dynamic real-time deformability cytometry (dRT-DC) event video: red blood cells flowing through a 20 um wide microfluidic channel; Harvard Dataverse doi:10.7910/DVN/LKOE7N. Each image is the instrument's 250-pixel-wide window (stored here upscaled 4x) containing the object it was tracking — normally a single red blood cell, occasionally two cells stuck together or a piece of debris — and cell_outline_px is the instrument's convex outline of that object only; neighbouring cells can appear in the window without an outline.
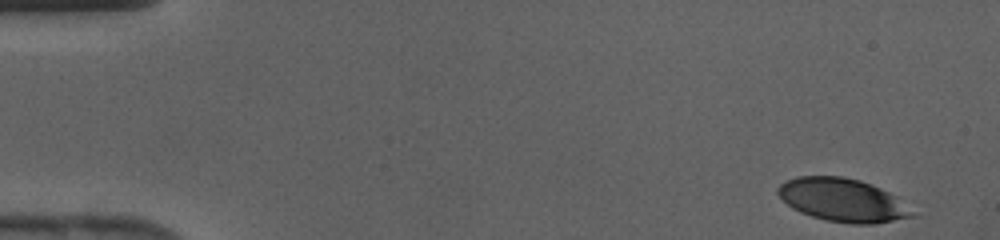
{"species": "human", "species_latin": "Homo sapiens", "temperature_condition": "cold", "stored_images_in_passage": 41, "camera_frame_rate_fps": 3000, "um_per_image_px": 0.085, "donor": {"sex": "female"}, "frame": {"image": 1, "passage_image": 1, "time_ms": 0.0, "image_size_px": [1000, 240], "cell_outline_px": [[916, 216], [872, 224], [852, 224], [824, 220], [800, 212], [792, 208], [776, 192], [776, 188], [784, 180], [796, 176], [844, 176], [860, 180], [872, 184], [896, 196]], "centroid_in_image_um": [71.57, 16.99], "position_along_channel_um": 13.4, "area_um2": 33.76}}
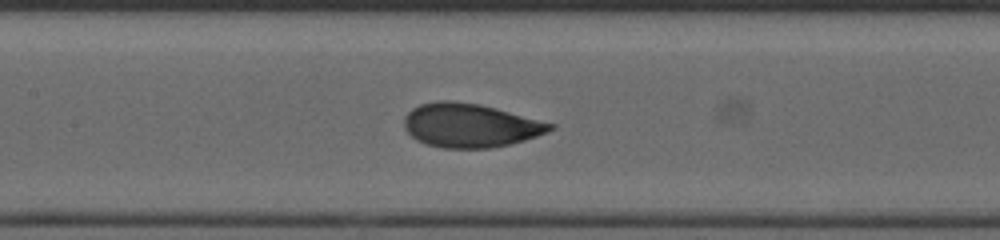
{"frame": {"image": 2, "passage_image": 19, "time_ms": 6.0, "image_size_px": [1000, 240], "cell_outline_px": [[556, 128], [548, 132], [524, 140], [492, 148], [444, 148], [424, 144], [416, 140], [404, 128], [404, 116], [412, 108], [420, 104], [436, 100], [452, 100], [480, 104], [496, 108], [556, 124]], "centroid_in_image_um": [39.95, 10.65], "position_along_channel_um": 167.4, "area_um2": 37.51}}
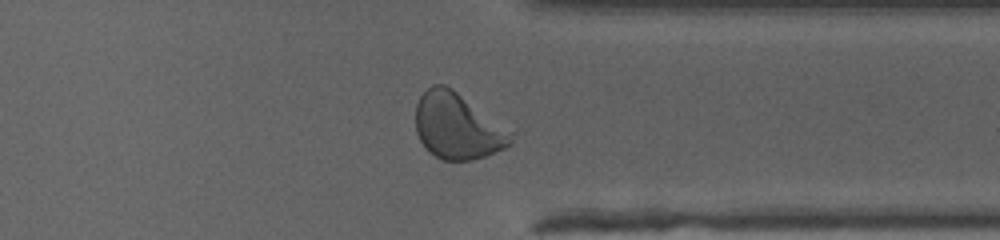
{"frame": {"image": 3, "passage_image": 32, "time_ms": 10.333, "image_size_px": [1000, 240], "cell_outline_px": [[516, 132], [512, 144], [496, 152], [472, 160], [444, 160], [428, 152], [420, 140], [416, 132], [416, 104], [420, 96], [432, 84], [444, 84], [452, 88]], "centroid_in_image_um": [38.93, 10.72], "position_along_channel_um": 372.5, "area_um2": 37.11}}